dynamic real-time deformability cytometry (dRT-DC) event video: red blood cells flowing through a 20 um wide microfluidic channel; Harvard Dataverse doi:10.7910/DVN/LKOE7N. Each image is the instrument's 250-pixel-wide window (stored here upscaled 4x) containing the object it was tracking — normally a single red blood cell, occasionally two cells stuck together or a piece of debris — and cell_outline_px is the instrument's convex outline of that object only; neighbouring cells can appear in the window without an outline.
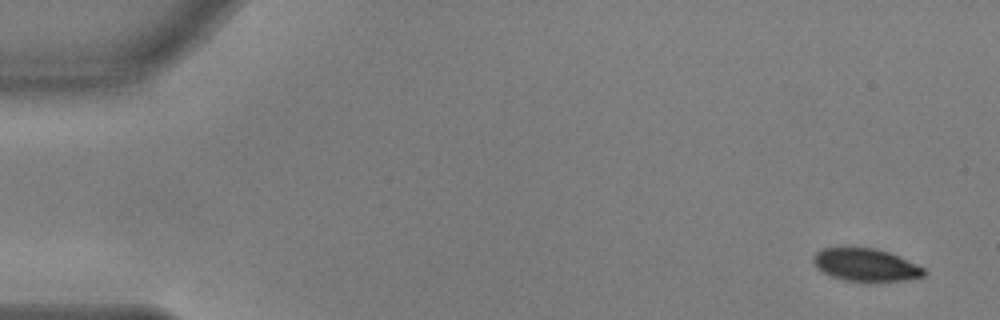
{"species": "common noctule bat (a hibernating species)", "species_latin": "Nyctalus noctula", "temperature_condition": "warm", "stored_images_in_passage": 55, "camera_frame_rate_fps": 3000, "um_per_image_px": 0.085, "animal": {"sex": "male", "body_mass_g": 17.9, "forearm_length_mm": 54.2}, "frame": {"image": 1, "passage_image": 1, "time_ms": 0.0, "image_size_px": [1000, 320], "cell_outline_px": [[924, 276], [904, 280], [868, 284], [844, 280], [832, 276], [816, 268], [812, 260], [812, 256], [816, 252], [824, 248], [876, 248], [900, 256], [924, 268]], "centroid_in_image_um": [73.58, 22.55], "position_along_channel_um": 11.4, "area_um2": 21.5}}
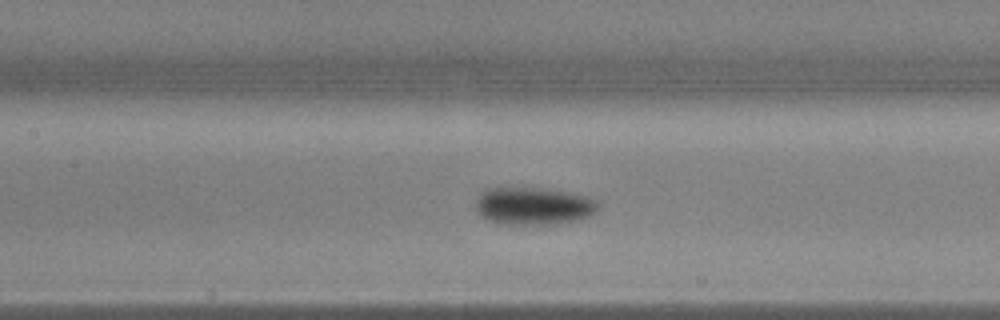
{"frame": {"image": 2, "passage_image": 24, "time_ms": 7.667, "image_size_px": [1000, 320], "cell_outline_px": [[596, 212], [588, 216], [576, 220], [552, 224], [504, 224], [488, 220], [480, 216], [476, 212], [476, 200], [484, 192], [492, 188], [520, 188], [560, 192], [584, 196], [592, 200], [596, 204]], "centroid_in_image_um": [45.26, 17.55], "position_along_channel_um": 162.1, "area_um2": 25.72}}
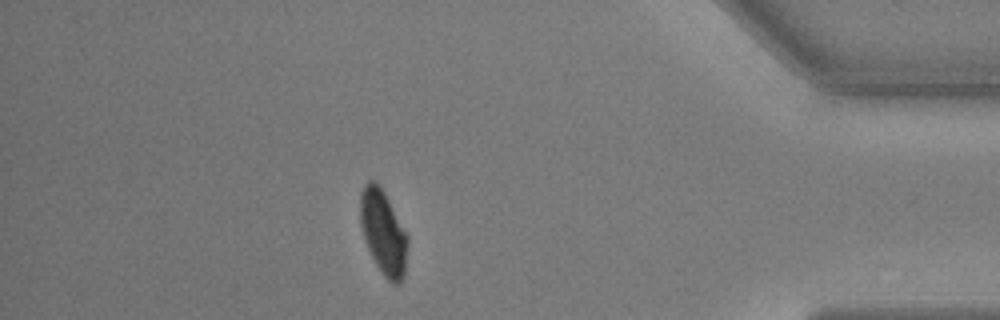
{"frame": {"image": 3, "passage_image": 47, "time_ms": 15.333, "image_size_px": [1000, 320], "cell_outline_px": [[408, 244], [404, 276], [400, 284], [392, 284], [384, 276], [376, 264], [364, 240], [360, 224], [360, 196], [364, 184], [368, 180], [376, 180], [380, 184], [408, 236]], "centroid_in_image_um": [32.58, 19.74], "position_along_channel_um": 402.6, "area_um2": 23.47}}